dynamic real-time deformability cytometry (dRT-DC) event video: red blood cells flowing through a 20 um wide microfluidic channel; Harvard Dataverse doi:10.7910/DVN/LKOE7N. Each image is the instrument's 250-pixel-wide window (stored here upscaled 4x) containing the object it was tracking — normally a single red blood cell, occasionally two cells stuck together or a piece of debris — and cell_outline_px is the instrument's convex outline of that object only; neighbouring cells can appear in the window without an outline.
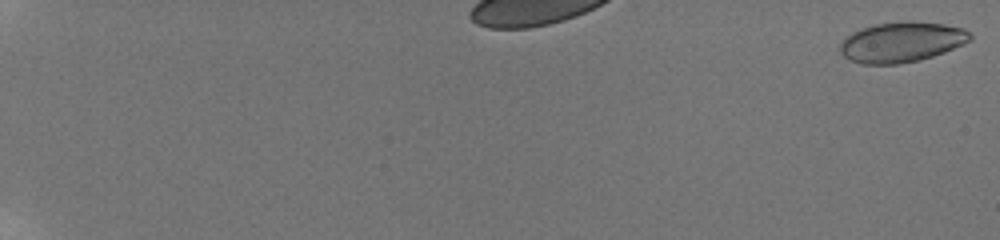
{"species": "human", "species_latin": "Homo sapiens", "temperature_condition": "room temperature", "stored_images_in_passage": 48, "camera_frame_rate_fps": 3000, "um_per_image_px": 0.085, "donor": {"sex": "male"}, "frame": {"image": 1, "passage_image": 1, "time_ms": 0.0, "image_size_px": [1000, 240], "cell_outline_px": [[972, 40], [964, 44], [944, 52], [920, 60], [900, 64], [860, 64], [844, 56], [840, 52], [840, 44], [852, 32], [860, 28], [876, 24], [912, 20], [944, 24], [964, 28], [972, 36]], "centroid_in_image_um": [76.66, 3.57], "position_along_channel_um": 8.3, "area_um2": 30.58}}
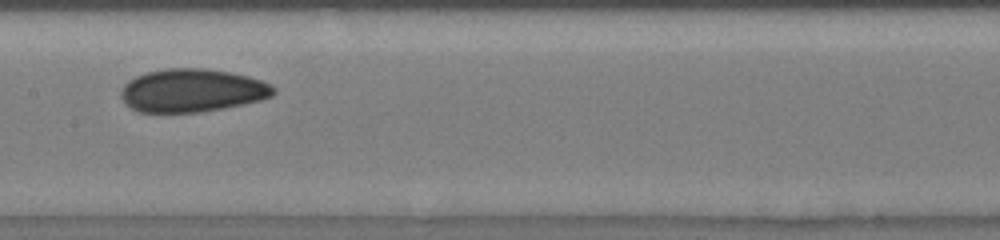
{"frame": {"image": 2, "passage_image": 26, "time_ms": 6.333, "image_size_px": [1000, 240], "cell_outline_px": [[276, 92], [272, 96], [260, 100], [224, 108], [200, 112], [140, 112], [124, 104], [120, 96], [120, 92], [124, 84], [128, 80], [136, 76], [148, 72], [168, 68], [208, 68], [232, 72], [248, 76], [260, 80], [276, 88]], "centroid_in_image_um": [16.32, 7.68], "position_along_channel_um": 191.1, "area_um2": 38.49}}
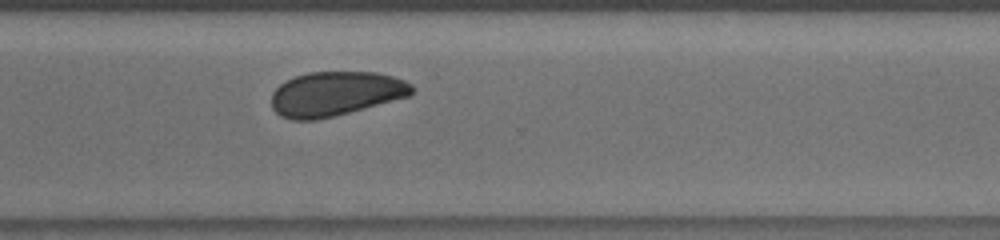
{"frame": {"image": 3, "passage_image": 37, "time_ms": 10.333, "image_size_px": [1000, 240], "cell_outline_px": [[416, 88], [408, 96], [348, 112], [316, 120], [292, 120], [280, 116], [272, 108], [272, 92], [280, 84], [296, 76], [308, 72], [376, 72], [392, 76], [404, 80], [412, 84]], "centroid_in_image_um": [28.5, 7.96], "position_along_channel_um": 342.1, "area_um2": 36.07}, "authors_computed_cell_mechanics": {"area_um2": 36.0383, "velocity_mm_per_s": 3.7757, "shape_relaxation_time_tau1_ms": 2.6171, "shape_relaxation_time_tau2_ms": 2.2219, "deformation_change_tau1": 0.0518, "deformation_change_tau2": 0.044}}